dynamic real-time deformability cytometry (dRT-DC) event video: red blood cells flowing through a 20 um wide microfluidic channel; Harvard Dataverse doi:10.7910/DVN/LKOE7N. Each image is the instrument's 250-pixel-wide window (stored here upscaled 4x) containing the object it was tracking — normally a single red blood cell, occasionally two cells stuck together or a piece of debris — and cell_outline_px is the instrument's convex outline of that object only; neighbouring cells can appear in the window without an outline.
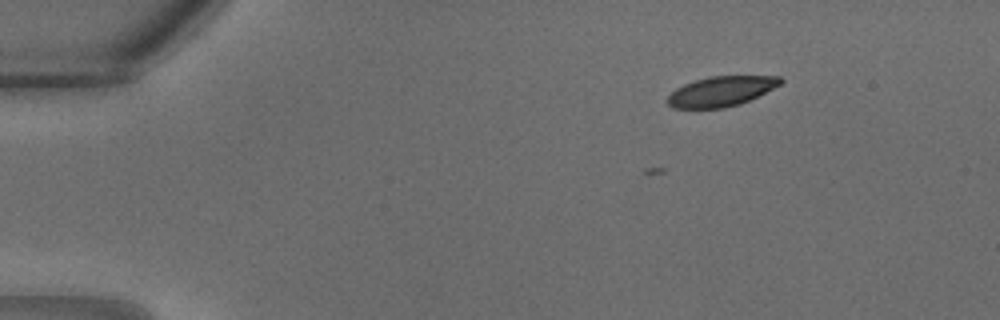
{"species": "common noctule bat (a hibernating species)", "species_latin": "Nyctalus noctula", "temperature_condition": "warm", "stored_images_in_passage": 5, "camera_frame_rate_fps": 3000, "um_per_image_px": 0.085, "animal": {"sex": "male", "body_mass_g": 18.8}, "frame": {"image": 1, "passage_image": 1, "time_ms": 0.0, "image_size_px": [1000, 320], "cell_outline_px": [[784, 80], [780, 84], [740, 104], [724, 108], [672, 108], [668, 104], [668, 96], [676, 88], [684, 84], [708, 76], [780, 76]], "centroid_in_image_um": [61.27, 7.76], "position_along_channel_um": 23.7, "area_um2": 19.48}}